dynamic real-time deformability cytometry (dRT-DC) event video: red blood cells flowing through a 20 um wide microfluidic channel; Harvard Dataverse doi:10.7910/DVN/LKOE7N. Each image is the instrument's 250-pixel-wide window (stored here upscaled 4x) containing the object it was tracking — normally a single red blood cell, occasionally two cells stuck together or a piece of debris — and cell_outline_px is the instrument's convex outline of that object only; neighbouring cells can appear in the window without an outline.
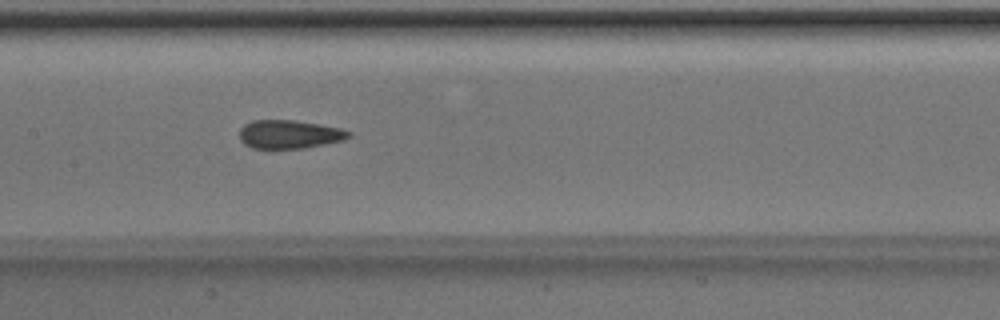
{"species": "Egyptian fruit bat (a non-hibernating species)", "species_latin": "Rousettus aegyptiacus", "temperature_condition": "room temperature", "stored_images_in_passage": 37, "segment_of_instrument_passage": [1, 2], "camera_frame_rate_fps": 3000, "um_per_image_px": 0.085, "animal": {"sex": "male"}, "frame": {"image": 1, "passage_image": 16, "time_ms": 5.0, "image_size_px": [1000, 320], "cell_outline_px": [[352, 136], [344, 140], [304, 148], [252, 148], [244, 144], [240, 140], [240, 128], [244, 124], [252, 120], [296, 120], [320, 124], [340, 128], [352, 132]], "centroid_in_image_um": [24.6, 11.41], "position_along_channel_um": 182.8, "area_um2": 18.26}}
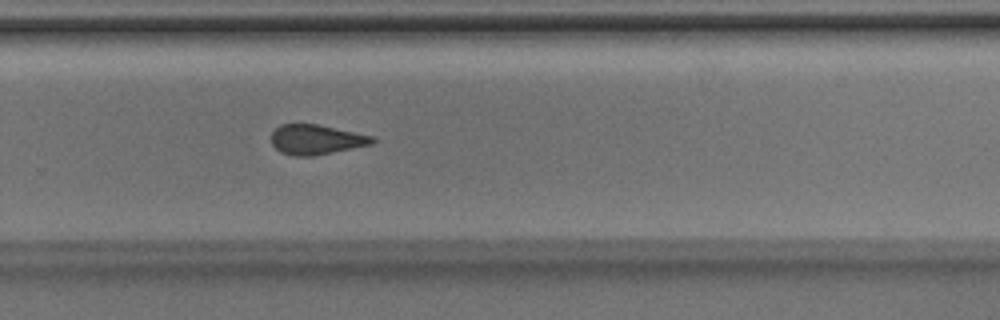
{"frame": {"image": 2, "passage_image": 25, "time_ms": 8.0, "image_size_px": [1000, 320], "cell_outline_px": [[376, 140], [372, 144], [312, 156], [292, 156], [280, 152], [272, 144], [272, 132], [280, 124], [316, 124], [376, 136]], "centroid_in_image_um": [26.88, 11.86], "position_along_channel_um": 302.9, "area_um2": 17.57}}
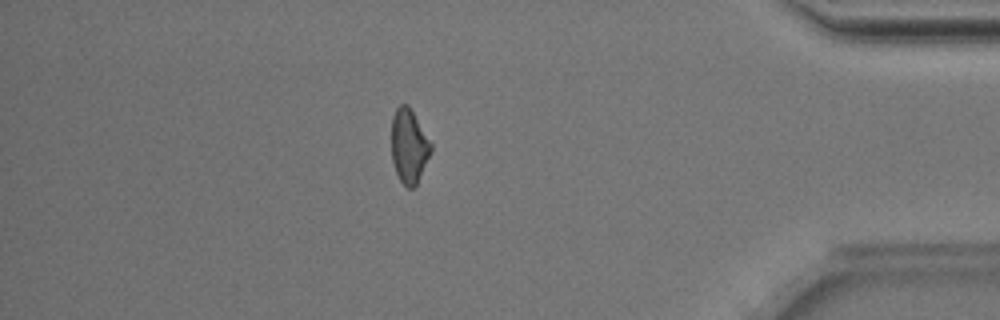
{"frame": {"image": 3, "passage_image": 35, "time_ms": 11.333, "image_size_px": [1000, 320], "cell_outline_px": [[432, 152], [416, 184], [412, 188], [408, 188], [400, 180], [396, 172], [392, 160], [392, 116], [396, 108], [400, 104], [408, 104], [432, 144]], "centroid_in_image_um": [34.77, 12.4], "position_along_channel_um": 400.4, "area_um2": 16.94}}